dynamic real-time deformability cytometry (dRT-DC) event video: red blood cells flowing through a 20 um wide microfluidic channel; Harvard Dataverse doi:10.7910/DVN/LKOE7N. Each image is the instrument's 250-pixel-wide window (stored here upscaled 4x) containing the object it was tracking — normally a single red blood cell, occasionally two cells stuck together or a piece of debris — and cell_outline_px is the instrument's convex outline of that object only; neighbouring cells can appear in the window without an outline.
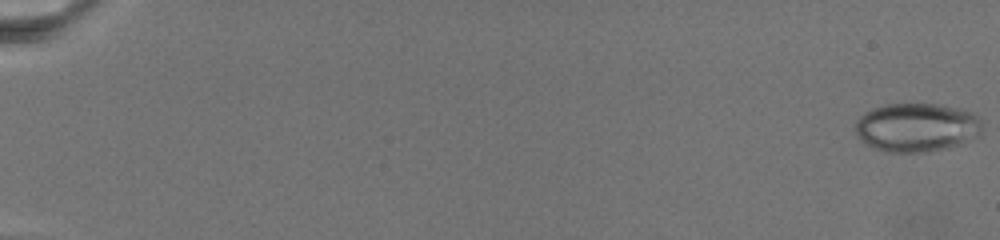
{"species": "common noctule bat (a hibernating species)", "species_latin": "Nyctalus noctula", "temperature_condition": "warm", "stored_images_in_passage": 41, "camera_frame_rate_fps": 3000, "um_per_image_px": 0.085, "animal": {"sex": "female", "body_mass_g": 19.5, "forearm_length_mm": 54.1}, "frame": {"image": 1, "passage_image": 1, "time_ms": 0.0, "image_size_px": [1000, 240], "cell_outline_px": [[980, 136], [960, 144], [948, 148], [928, 152], [888, 152], [876, 148], [860, 140], [856, 136], [856, 120], [864, 112], [872, 108], [888, 104], [940, 104], [960, 108], [972, 112], [980, 120]], "centroid_in_image_um": [77.92, 10.83], "position_along_channel_um": 7.1, "area_um2": 36.18}}
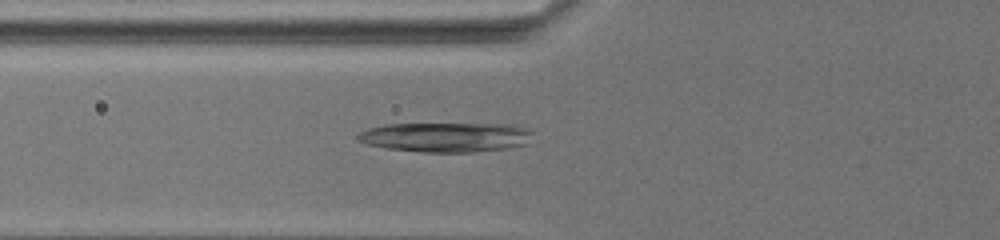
{"frame": {"image": 2, "passage_image": 30, "time_ms": 10.333, "image_size_px": [1000, 240], "cell_outline_px": [[536, 132], [524, 144], [508, 148], [472, 152], [424, 152], [384, 148], [368, 144], [356, 140], [356, 136], [360, 132], [368, 128], [384, 124], [516, 124], [528, 128]], "centroid_in_image_um": [37.91, 11.65], "position_along_channel_um": 87.9, "area_um2": 30.46}}
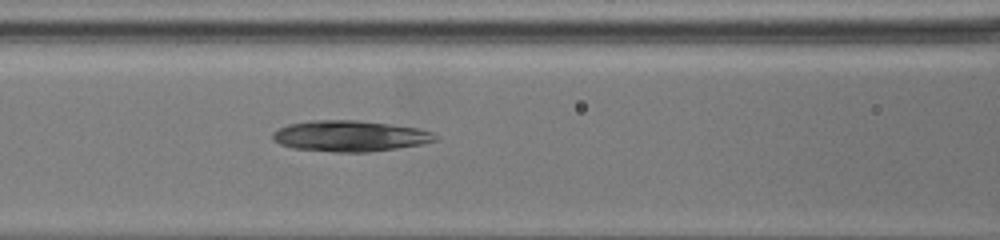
{"frame": {"image": 3, "passage_image": 36, "time_ms": 12.0, "image_size_px": [1000, 240], "cell_outline_px": [[436, 140], [420, 144], [396, 148], [368, 152], [332, 152], [292, 148], [280, 144], [272, 140], [272, 132], [288, 124], [308, 120], [356, 120], [420, 128], [432, 132], [436, 136]], "centroid_in_image_um": [29.69, 11.56], "position_along_channel_um": 136.9, "area_um2": 29.3}}